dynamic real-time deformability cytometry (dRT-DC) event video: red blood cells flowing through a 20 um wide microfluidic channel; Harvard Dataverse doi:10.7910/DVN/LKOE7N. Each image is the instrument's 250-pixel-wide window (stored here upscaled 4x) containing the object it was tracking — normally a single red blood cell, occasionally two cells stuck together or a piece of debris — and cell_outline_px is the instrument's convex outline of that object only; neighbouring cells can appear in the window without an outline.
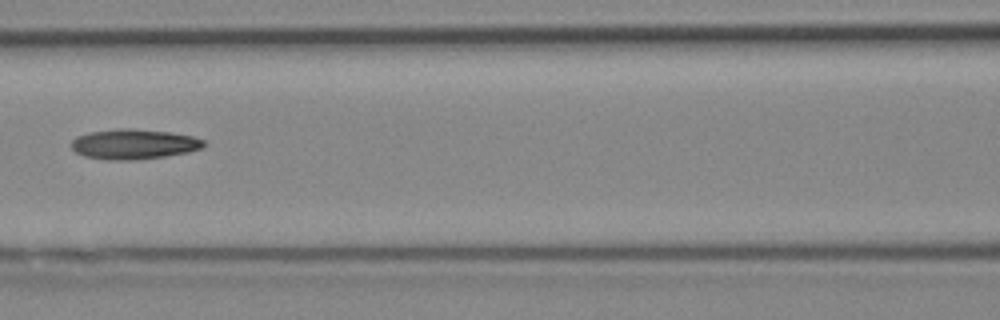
{"species": "Egyptian fruit bat (a non-hibernating species)", "species_latin": "Rousettus aegyptiacus", "temperature_condition": "cold", "stored_images_in_passage": 7, "camera_frame_rate_fps": 3000, "um_per_image_px": 0.085, "animal": {"sex": "female"}, "frame": {"image": 1, "passage_image": 6, "time_ms": 1.667, "image_size_px": [1000, 320], "cell_outline_px": [[208, 144], [200, 148], [188, 152], [164, 156], [132, 160], [104, 160], [84, 156], [76, 152], [72, 148], [72, 140], [76, 136], [88, 132], [120, 128], [128, 128], [168, 132], [192, 136], [204, 140]], "centroid_in_image_um": [11.35, 12.25], "position_along_channel_um": 155.2, "area_um2": 23.18}}
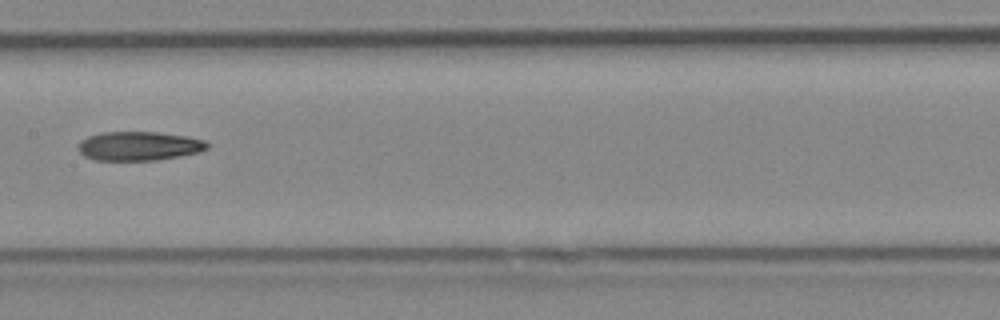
{"frame": {"image": 2, "passage_image": 7, "time_ms": 2.0, "image_size_px": [1000, 320], "cell_outline_px": [[208, 148], [200, 152], [180, 156], [156, 160], [96, 160], [84, 156], [80, 152], [80, 140], [88, 136], [100, 132], [156, 132], [188, 136], [204, 140], [208, 144]], "centroid_in_image_um": [11.83, 12.41], "position_along_channel_um": 195.6, "area_um2": 21.79}}